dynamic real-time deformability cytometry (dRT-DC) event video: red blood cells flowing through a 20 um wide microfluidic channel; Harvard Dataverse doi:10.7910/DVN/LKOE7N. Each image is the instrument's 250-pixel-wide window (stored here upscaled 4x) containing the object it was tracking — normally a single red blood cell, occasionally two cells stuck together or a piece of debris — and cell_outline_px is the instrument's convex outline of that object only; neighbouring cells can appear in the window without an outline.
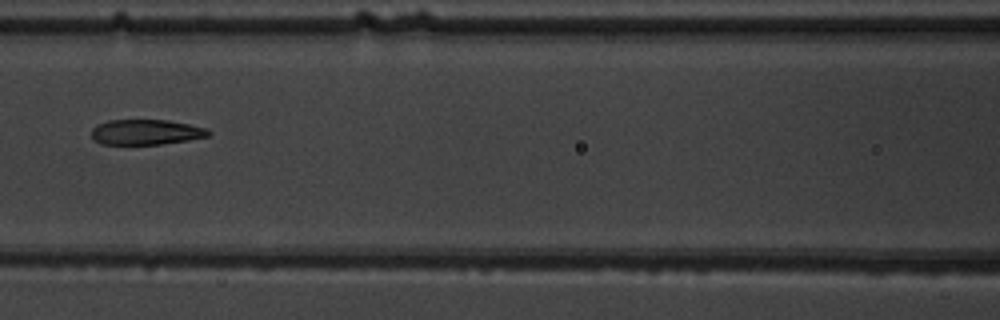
{"species": "common noctule bat (a hibernating species)", "species_latin": "Nyctalus noctula", "temperature_condition": "warm", "stored_images_in_passage": 7, "camera_frame_rate_fps": 3000, "um_per_image_px": 0.085, "animal": {"sex": "male", "body_mass_g": 19.5, "forearm_length_mm": 54.6}, "frame": {"image": 1, "passage_image": 7, "time_ms": 7.667, "image_size_px": [1000, 320], "cell_outline_px": [[212, 132], [208, 136], [188, 140], [160, 144], [100, 144], [92, 136], [92, 128], [108, 120], [168, 120], [208, 128]], "centroid_in_image_um": [12.44, 11.22], "position_along_channel_um": 154.2, "area_um2": 17.11}}